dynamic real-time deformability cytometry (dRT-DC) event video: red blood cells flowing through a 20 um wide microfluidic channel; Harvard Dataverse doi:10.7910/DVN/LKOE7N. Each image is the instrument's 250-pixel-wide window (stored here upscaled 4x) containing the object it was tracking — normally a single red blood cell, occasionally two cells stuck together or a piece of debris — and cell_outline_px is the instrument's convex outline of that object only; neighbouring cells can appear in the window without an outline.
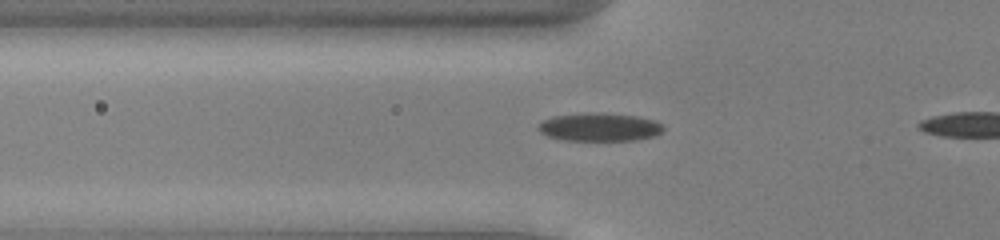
{"species": "common noctule bat (a hibernating species)", "species_latin": "Nyctalus noctula", "temperature_condition": "cold", "stored_images_in_passage": 28, "camera_frame_rate_fps": 3000, "um_per_image_px": 0.085, "animal": {"sex": "male", "body_mass_g": 13.0, "forearm_length_mm": 53.1}, "frame": {"image": 1, "passage_image": 3, "time_ms": 0.667, "image_size_px": [1000, 240], "cell_outline_px": [[664, 128], [656, 136], [636, 140], [560, 140], [548, 136], [540, 132], [536, 128], [540, 120], [552, 116], [588, 112], [600, 112], [636, 116], [656, 120], [664, 124]], "centroid_in_image_um": [50.94, 10.79], "position_along_channel_um": 74.9, "area_um2": 20.98}}
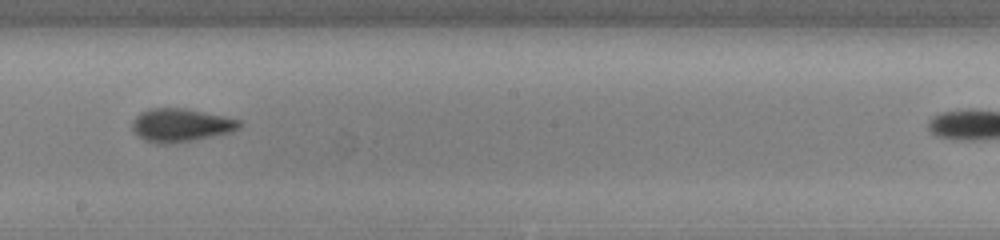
{"frame": {"image": 2, "passage_image": 15, "time_ms": 4.667, "image_size_px": [1000, 240], "cell_outline_px": [[244, 124], [240, 128], [232, 132], [176, 144], [156, 144], [144, 140], [132, 128], [132, 120], [140, 112], [148, 108], [188, 108], [224, 116], [240, 120]], "centroid_in_image_um": [15.39, 10.64], "position_along_channel_um": 232.8, "area_um2": 21.15}}
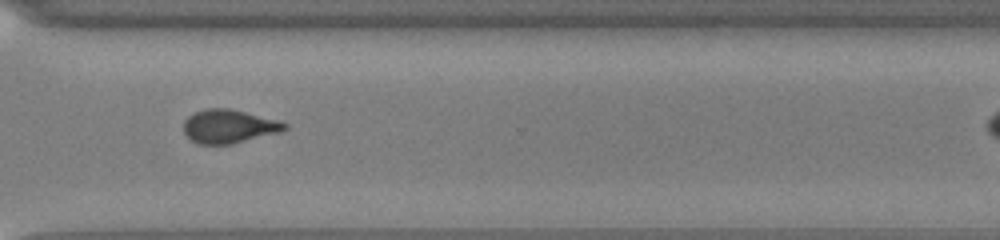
{"frame": {"image": 3, "passage_image": 24, "time_ms": 7.667, "image_size_px": [1000, 240], "cell_outline_px": [[288, 128], [280, 132], [232, 144], [200, 144], [192, 140], [184, 132], [184, 120], [188, 116], [196, 112], [208, 108], [228, 108], [276, 120], [288, 124]], "centroid_in_image_um": [19.45, 10.74], "position_along_channel_um": 351.2, "area_um2": 19.48}}